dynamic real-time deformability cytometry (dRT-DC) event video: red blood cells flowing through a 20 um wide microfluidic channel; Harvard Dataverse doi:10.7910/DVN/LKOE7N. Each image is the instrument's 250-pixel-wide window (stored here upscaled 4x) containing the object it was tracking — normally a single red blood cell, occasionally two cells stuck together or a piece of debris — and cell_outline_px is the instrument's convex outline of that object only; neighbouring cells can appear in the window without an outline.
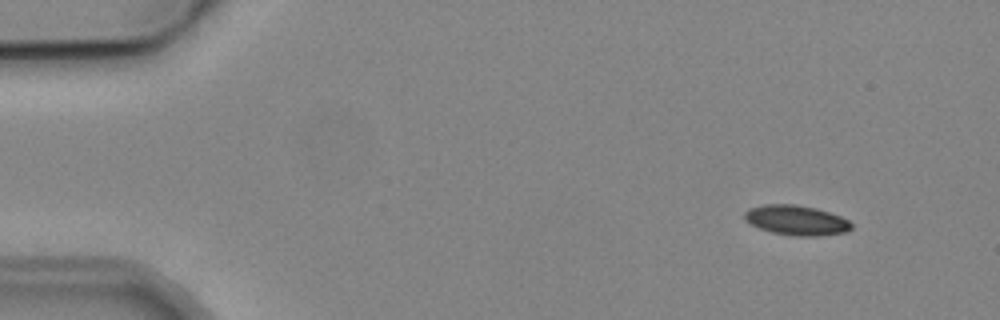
{"species": "common noctule bat (a hibernating species)", "species_latin": "Nyctalus noctula", "temperature_condition": "cold", "stored_images_in_passage": 3, "camera_frame_rate_fps": 3000, "um_per_image_px": 0.085, "animal": {"sex": "male", "body_mass_g": 19.2, "forearm_length_mm": 51.8}, "frame": {"image": 1, "passage_image": 1, "time_ms": 0.0, "image_size_px": [1000, 320], "cell_outline_px": [[852, 228], [848, 232], [816, 236], [796, 236], [772, 232], [760, 228], [744, 220], [744, 212], [748, 208], [764, 204], [796, 204], [816, 208], [840, 216], [848, 220], [852, 224]], "centroid_in_image_um": [67.69, 18.71], "position_along_channel_um": 17.3, "area_um2": 18.67}}
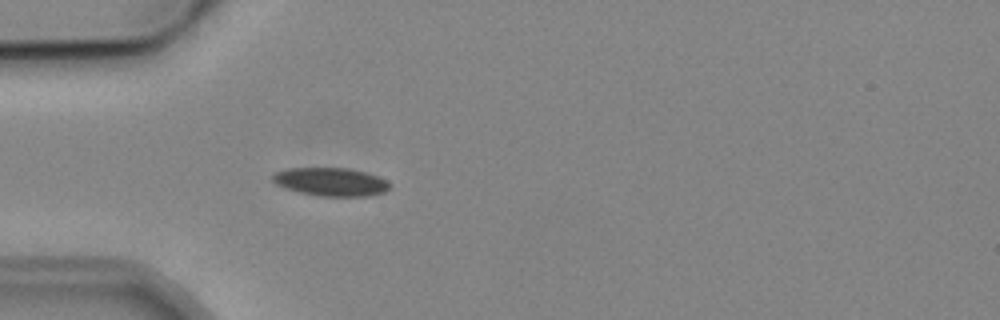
{"frame": {"image": 2, "passage_image": 3, "time_ms": 3.667, "image_size_px": [1000, 320], "cell_outline_px": [[392, 184], [384, 192], [372, 196], [320, 196], [300, 192], [284, 188], [276, 184], [272, 180], [272, 176], [276, 172], [288, 168], [348, 168], [380, 176], [388, 180]], "centroid_in_image_um": [28.16, 15.46], "position_along_channel_um": 56.8, "area_um2": 19.42}}